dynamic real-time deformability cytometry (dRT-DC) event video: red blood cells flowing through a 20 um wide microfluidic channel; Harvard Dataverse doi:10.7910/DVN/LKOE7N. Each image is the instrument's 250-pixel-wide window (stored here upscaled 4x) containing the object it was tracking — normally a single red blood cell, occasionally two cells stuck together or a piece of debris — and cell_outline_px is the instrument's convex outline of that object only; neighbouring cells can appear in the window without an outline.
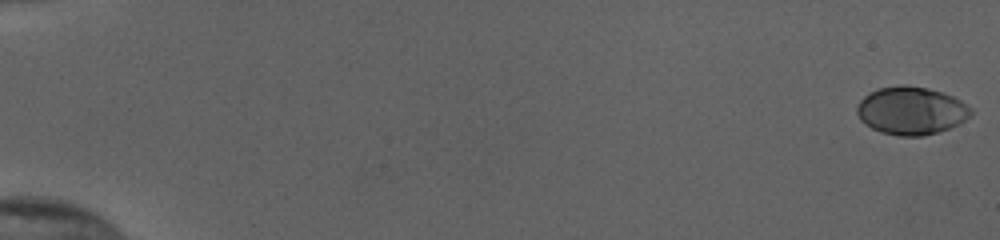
{"species": "human", "species_latin": "Homo sapiens", "temperature_condition": "cold", "stored_images_in_passage": 55, "camera_frame_rate_fps": 3000, "um_per_image_px": 0.085, "donor": {"sex": "female"}, "frame": {"image": 1, "passage_image": 1, "time_ms": 0.0, "image_size_px": [1000, 240], "cell_outline_px": [[972, 116], [960, 124], [940, 132], [924, 136], [900, 136], [880, 132], [864, 124], [860, 120], [856, 112], [856, 108], [860, 100], [864, 96], [876, 88], [900, 84], [904, 84], [928, 88], [952, 96], [960, 100], [972, 108]], "centroid_in_image_um": [77.45, 9.41], "position_along_channel_um": 7.5, "area_um2": 32.31}}
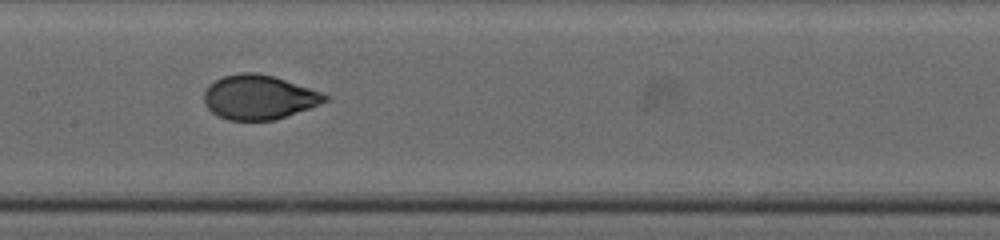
{"frame": {"image": 2, "passage_image": 30, "time_ms": 9.667, "image_size_px": [1000, 240], "cell_outline_px": [[332, 96], [328, 100], [320, 104], [276, 120], [228, 120], [212, 112], [208, 108], [204, 100], [204, 92], [216, 80], [224, 76], [240, 72], [256, 72], [272, 76]], "centroid_in_image_um": [22.02, 8.27], "position_along_channel_um": 185.4, "area_um2": 30.87}}
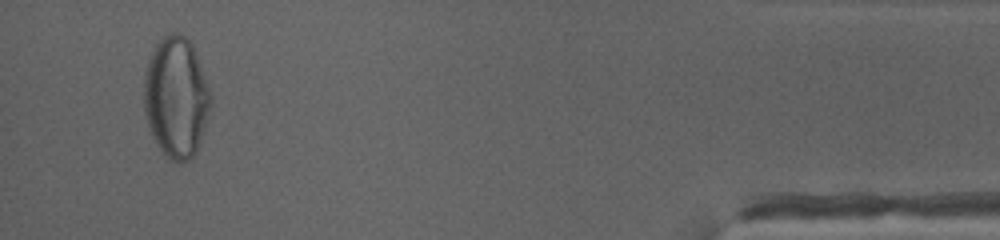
{"frame": {"image": 3, "passage_image": 53, "time_ms": 17.333, "image_size_px": [1000, 240], "cell_outline_px": [[212, 104], [196, 152], [188, 160], [172, 160], [156, 144], [152, 136], [144, 112], [144, 72], [148, 60], [156, 44], [168, 32], [180, 32], [192, 44], [196, 52], [212, 96]], "centroid_in_image_um": [14.97, 8.22], "position_along_channel_um": 420.2, "area_um2": 46.88}, "authors_computed_cell_mechanics": {"area_um2": 31.5588, "velocity_mm_per_s": 3.8606, "shape_relaxation_time_tau1_ms": 4.5826, "shape_relaxation_time_tau2_ms": null, "deformation_change_tau1": 0.1879, "deformation_change_tau2": null}}